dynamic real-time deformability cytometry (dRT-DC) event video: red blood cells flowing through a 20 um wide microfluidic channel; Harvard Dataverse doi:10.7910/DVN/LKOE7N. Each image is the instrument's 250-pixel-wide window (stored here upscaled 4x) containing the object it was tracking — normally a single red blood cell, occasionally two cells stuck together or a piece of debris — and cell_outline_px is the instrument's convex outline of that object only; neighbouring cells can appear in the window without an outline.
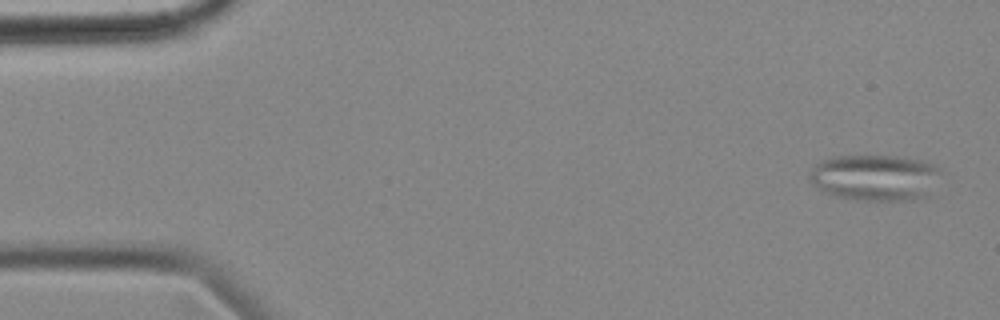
{"species": "common noctule bat (a hibernating species)", "species_latin": "Nyctalus noctula", "temperature_condition": "cold", "stored_images_in_passage": 56, "camera_frame_rate_fps": 3000, "um_per_image_px": 0.085, "animal": {"sex": "female", "body_mass_g": 18.4}, "frame": {"image": 1, "passage_image": 2, "time_ms": 0.333, "image_size_px": [1000, 320], "cell_outline_px": [[940, 172], [932, 196], [920, 200], [852, 200], [832, 196], [824, 192], [812, 184], [808, 180], [808, 176], [812, 168], [816, 164], [832, 156], [896, 156], [920, 160], [932, 164], [940, 168]], "centroid_in_image_um": [74.4, 15.12], "position_along_channel_um": 10.6, "area_um2": 36.01}}
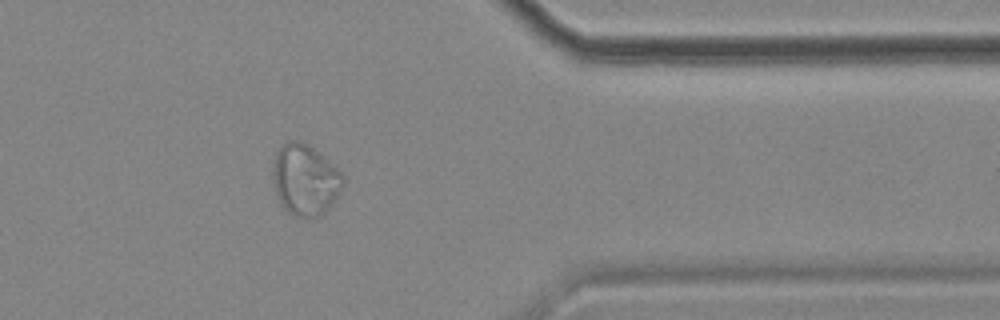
{"frame": {"image": 2, "passage_image": 45, "time_ms": 14.667, "image_size_px": [1000, 320], "cell_outline_px": [[344, 184], [332, 204], [324, 216], [316, 220], [292, 216], [280, 204], [276, 192], [272, 176], [272, 172], [276, 152], [288, 140], [300, 140], [308, 144], [336, 168], [344, 176]], "centroid_in_image_um": [25.94, 15.35], "position_along_channel_um": 385.5, "area_um2": 29.42}}
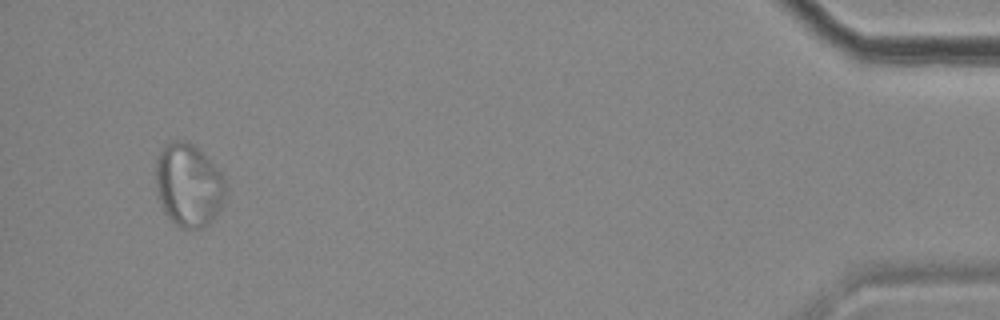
{"frame": {"image": 3, "passage_image": 53, "time_ms": 17.333, "image_size_px": [1000, 320], "cell_outline_px": [[228, 188], [224, 204], [212, 220], [204, 228], [180, 228], [164, 212], [156, 196], [156, 156], [160, 148], [172, 140], [184, 140], [192, 144], [220, 172]], "centroid_in_image_um": [16.01, 15.75], "position_along_channel_um": 419.2, "area_um2": 34.16}, "authors_computed_cell_mechanics": {"area_um2": 29.5647, "velocity_mm_per_s": 3.5366, "shape_relaxation_time_tau1_ms": null, "shape_relaxation_time_tau2_ms": 5.7462, "deformation_change_tau1": null, "deformation_change_tau2": 0.1088}}